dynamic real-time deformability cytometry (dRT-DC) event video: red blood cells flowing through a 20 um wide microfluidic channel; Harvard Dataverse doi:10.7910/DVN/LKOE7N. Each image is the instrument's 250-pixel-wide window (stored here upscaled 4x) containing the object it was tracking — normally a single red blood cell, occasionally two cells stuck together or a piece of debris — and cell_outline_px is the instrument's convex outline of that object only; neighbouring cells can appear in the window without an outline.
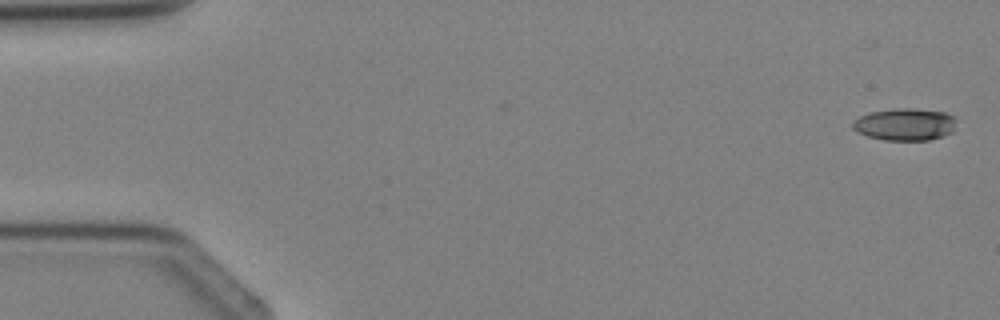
{"species": "Egyptian fruit bat (a non-hibernating species)", "species_latin": "Rousettus aegyptiacus", "temperature_condition": "cold", "stored_images_in_passage": 4, "camera_frame_rate_fps": 3000, "um_per_image_px": 0.085, "animal": {"sex": "female"}, "frame": {"image": 1, "passage_image": 1, "time_ms": 0.0, "image_size_px": [1000, 320], "cell_outline_px": [[956, 120], [952, 132], [944, 136], [928, 140], [884, 140], [868, 136], [856, 132], [852, 128], [852, 120], [860, 116], [872, 112], [896, 108], [912, 108], [944, 112], [952, 116]], "centroid_in_image_um": [76.9, 10.57], "position_along_channel_um": 8.1, "area_um2": 19.48}}
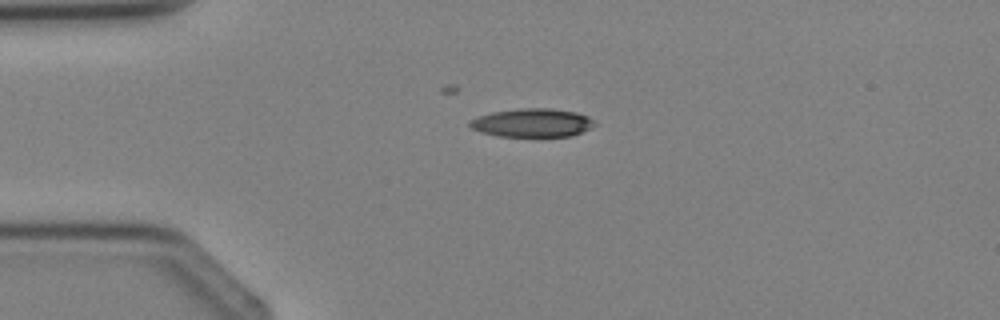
{"frame": {"image": 2, "passage_image": 3, "time_ms": 2.667, "image_size_px": [1000, 320], "cell_outline_px": [[596, 124], [592, 128], [572, 136], [496, 136], [480, 132], [472, 128], [468, 124], [468, 120], [492, 112], [520, 108], [552, 108], [576, 112], [588, 116]], "centroid_in_image_um": [45.24, 10.43], "position_along_channel_um": 39.8, "area_um2": 20.81}}